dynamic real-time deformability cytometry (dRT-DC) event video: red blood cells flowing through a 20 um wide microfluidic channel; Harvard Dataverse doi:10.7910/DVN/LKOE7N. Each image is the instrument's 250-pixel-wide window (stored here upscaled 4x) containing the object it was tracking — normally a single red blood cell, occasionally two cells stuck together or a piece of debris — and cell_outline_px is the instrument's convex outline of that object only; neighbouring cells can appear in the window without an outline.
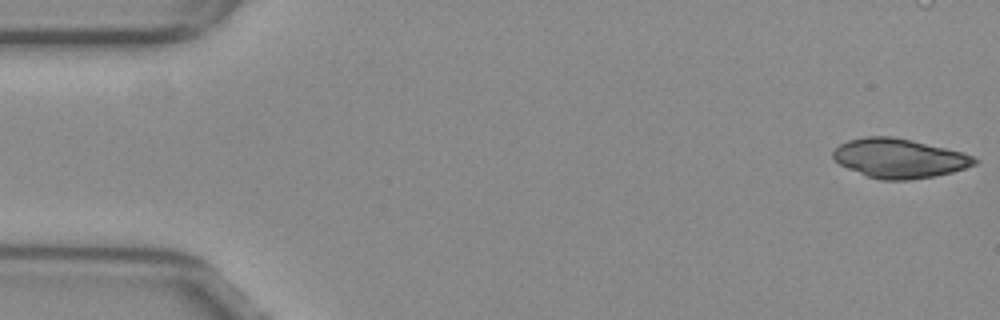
{"species": "common noctule bat (a hibernating species)", "species_latin": "Nyctalus noctula", "temperature_condition": "warm", "stored_images_in_passage": 13, "camera_frame_rate_fps": 3000, "um_per_image_px": 0.085, "animal": {"sex": "female", "body_mass_g": 29.2, "forearm_length_mm": 56.3}, "frame": {"image": 1, "passage_image": 1, "time_ms": 0.0, "image_size_px": [1000, 320], "cell_outline_px": [[980, 160], [976, 164], [952, 172], [936, 176], [908, 180], [880, 180], [868, 176], [848, 168], [840, 164], [832, 156], [832, 152], [840, 144], [848, 140], [864, 136], [892, 136], [912, 140], [964, 152]], "centroid_in_image_um": [76.45, 13.45], "position_along_channel_um": 8.5, "area_um2": 32.43}}